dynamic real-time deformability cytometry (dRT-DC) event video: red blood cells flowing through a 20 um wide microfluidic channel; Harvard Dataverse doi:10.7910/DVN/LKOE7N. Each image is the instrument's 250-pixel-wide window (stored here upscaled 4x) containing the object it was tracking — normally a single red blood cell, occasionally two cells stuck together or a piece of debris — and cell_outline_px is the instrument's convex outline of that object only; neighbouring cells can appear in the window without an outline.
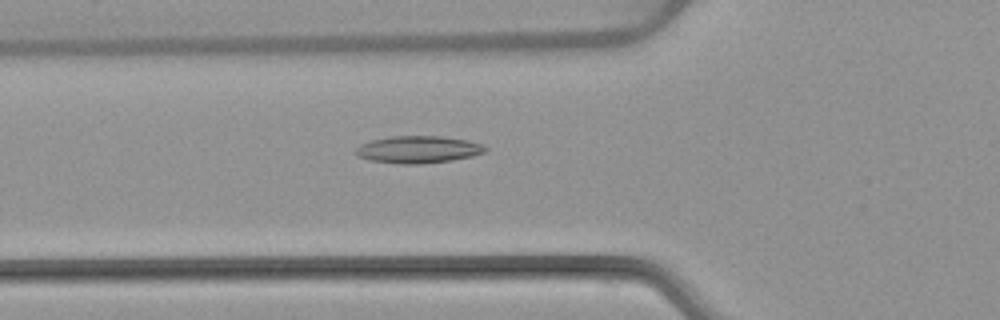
{"species": "common noctule bat (a hibernating species)", "species_latin": "Nyctalus noctula", "temperature_condition": "warm", "stored_images_in_passage": 47, "camera_frame_rate_fps": 3000, "um_per_image_px": 0.085, "animal": {"sex": "female", "body_mass_g": 22.7, "forearm_length_mm": 54.2}, "frame": {"image": 1, "passage_image": 14, "time_ms": 4.333, "image_size_px": [1000, 320], "cell_outline_px": [[488, 152], [472, 156], [452, 160], [420, 164], [400, 164], [368, 160], [356, 156], [352, 152], [360, 144], [372, 140], [392, 136], [440, 136], [468, 140], [484, 144], [488, 148]], "centroid_in_image_um": [35.55, 12.71], "position_along_channel_um": 90.3, "area_um2": 20.87}}
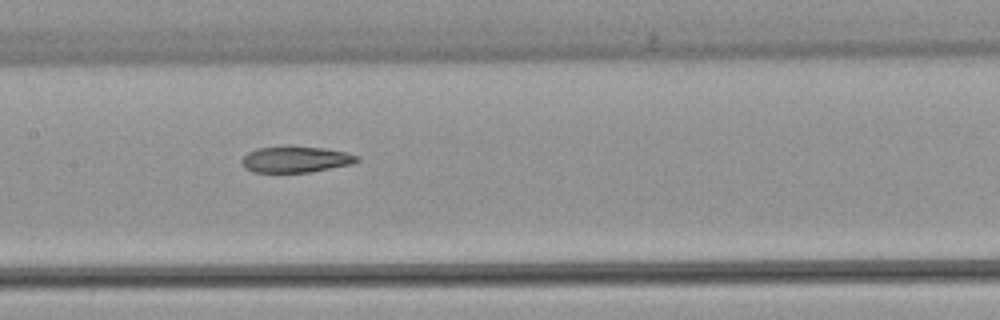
{"frame": {"image": 2, "passage_image": 21, "time_ms": 6.667, "image_size_px": [1000, 320], "cell_outline_px": [[360, 160], [352, 164], [308, 172], [252, 172], [244, 168], [240, 160], [248, 152], [256, 148], [324, 148], [348, 152], [360, 156]], "centroid_in_image_um": [25.15, 13.57], "position_along_channel_um": 182.3, "area_um2": 17.17}}
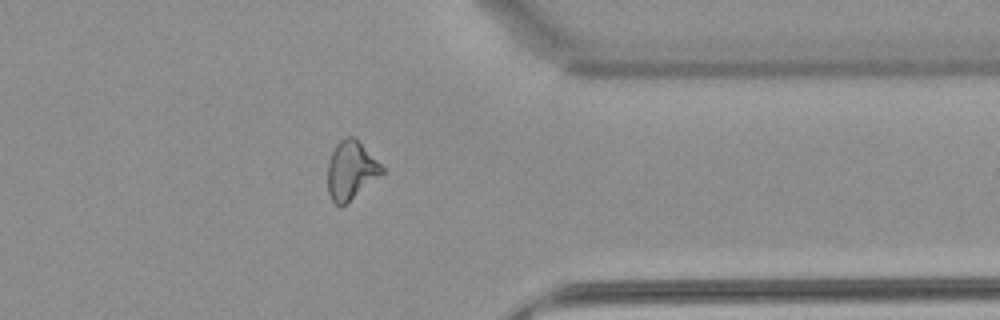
{"frame": {"image": 3, "passage_image": 37, "time_ms": 12.0, "image_size_px": [1000, 320], "cell_outline_px": [[384, 172], [340, 208], [332, 200], [328, 192], [328, 160], [336, 144], [340, 140], [348, 136], [352, 136], [384, 168]], "centroid_in_image_um": [29.79, 14.49], "position_along_channel_um": 381.6, "area_um2": 17.92}, "authors_computed_cell_mechanics": {"area_um2": 19.0162, "velocity_mm_per_s": 3.922, "shape_relaxation_time_tau1_ms": null, "shape_relaxation_time_tau2_ms": 6.0562, "deformation_change_tau1": null, "deformation_change_tau2": 0.1624}}